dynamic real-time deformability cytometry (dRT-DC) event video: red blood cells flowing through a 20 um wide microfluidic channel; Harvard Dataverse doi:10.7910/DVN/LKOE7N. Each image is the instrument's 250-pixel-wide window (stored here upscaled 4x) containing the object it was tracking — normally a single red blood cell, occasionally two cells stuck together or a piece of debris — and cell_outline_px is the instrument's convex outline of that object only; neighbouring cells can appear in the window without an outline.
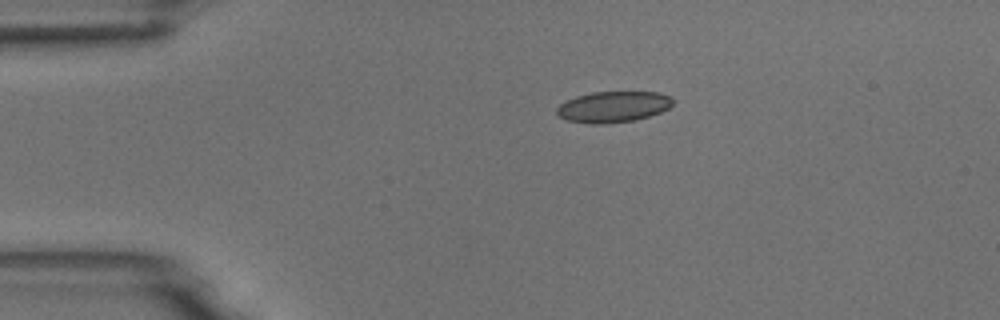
{"species": "common noctule bat (a hibernating species)", "species_latin": "Nyctalus noctula", "temperature_condition": "room temperature", "stored_images_in_passage": 3, "camera_frame_rate_fps": 3000, "um_per_image_px": 0.085, "animal": {"sex": "male", "body_mass_g": 18.8}, "frame": {"image": 1, "passage_image": 1, "time_ms": 0.0, "image_size_px": [1000, 320], "cell_outline_px": [[672, 104], [668, 108], [660, 112], [636, 120], [604, 124], [588, 124], [568, 120], [560, 116], [556, 112], [556, 108], [560, 104], [576, 96], [592, 92], [660, 92], [672, 96]], "centroid_in_image_um": [52.13, 9.08], "position_along_channel_um": 32.9, "area_um2": 20.98}}
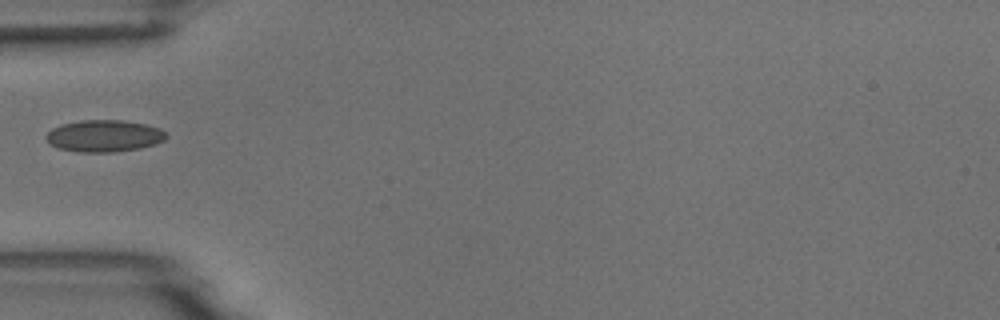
{"frame": {"image": 2, "passage_image": 3, "time_ms": 2.333, "image_size_px": [1000, 320], "cell_outline_px": [[168, 136], [164, 140], [156, 144], [140, 148], [112, 152], [80, 152], [56, 148], [44, 136], [52, 128], [60, 124], [80, 120], [124, 120], [148, 124], [160, 128]], "centroid_in_image_um": [8.86, 11.54], "position_along_channel_um": 76.1, "area_um2": 22.48}}